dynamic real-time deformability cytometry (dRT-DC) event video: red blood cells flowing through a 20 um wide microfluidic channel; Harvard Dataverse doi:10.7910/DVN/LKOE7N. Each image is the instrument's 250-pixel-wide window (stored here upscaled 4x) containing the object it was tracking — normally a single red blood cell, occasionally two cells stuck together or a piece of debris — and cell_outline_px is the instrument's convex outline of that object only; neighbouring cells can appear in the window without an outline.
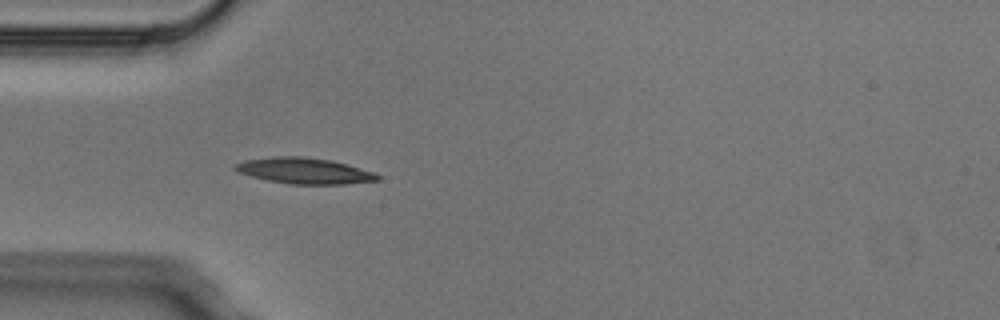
{"species": "Egyptian fruit bat (a non-hibernating species)", "species_latin": "Rousettus aegyptiacus", "temperature_condition": "cold", "stored_images_in_passage": 5, "camera_frame_rate_fps": 3000, "um_per_image_px": 0.085, "animal": {"sex": "male"}, "frame": {"image": 1, "passage_image": 5, "time_ms": 1.333, "image_size_px": [1000, 320], "cell_outline_px": [[380, 180], [344, 184], [292, 184], [268, 180], [252, 176], [240, 172], [232, 168], [236, 164], [244, 160], [272, 156], [304, 156], [332, 160], [376, 172], [380, 176]], "centroid_in_image_um": [25.91, 14.51], "position_along_channel_um": 59.1, "area_um2": 21.56}}